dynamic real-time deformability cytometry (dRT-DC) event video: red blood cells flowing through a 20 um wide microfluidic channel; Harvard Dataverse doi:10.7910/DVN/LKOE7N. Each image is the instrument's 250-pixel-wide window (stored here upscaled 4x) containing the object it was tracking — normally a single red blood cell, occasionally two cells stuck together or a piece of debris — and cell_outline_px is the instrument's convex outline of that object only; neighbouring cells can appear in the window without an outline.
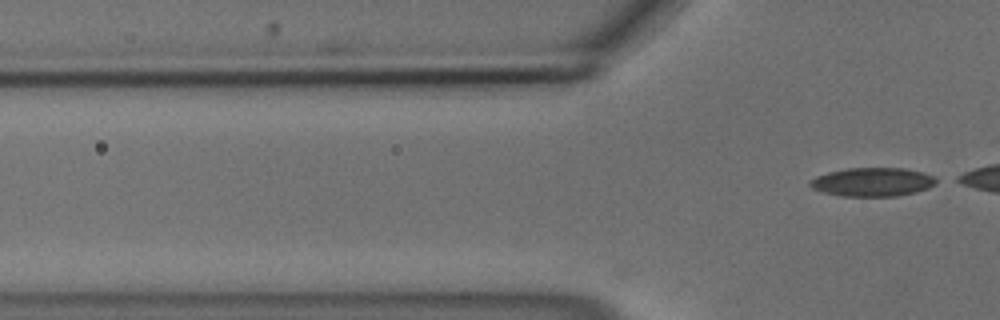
{"species": "common noctule bat (a hibernating species)", "species_latin": "Nyctalus noctula", "temperature_condition": "cold", "stored_images_in_passage": 2, "camera_frame_rate_fps": 3000, "um_per_image_px": 0.085, "animal": {"sex": "male", "body_mass_g": 18.8}, "frame": {"image": 1, "passage_image": 2, "time_ms": 0.333, "image_size_px": [1000, 320], "cell_outline_px": [[940, 180], [936, 184], [928, 188], [916, 192], [896, 196], [840, 196], [824, 192], [812, 188], [808, 184], [816, 176], [828, 172], [848, 168], [904, 168], [920, 172], [932, 176]], "centroid_in_image_um": [74.18, 15.47], "position_along_channel_um": 51.6, "area_um2": 21.04}}